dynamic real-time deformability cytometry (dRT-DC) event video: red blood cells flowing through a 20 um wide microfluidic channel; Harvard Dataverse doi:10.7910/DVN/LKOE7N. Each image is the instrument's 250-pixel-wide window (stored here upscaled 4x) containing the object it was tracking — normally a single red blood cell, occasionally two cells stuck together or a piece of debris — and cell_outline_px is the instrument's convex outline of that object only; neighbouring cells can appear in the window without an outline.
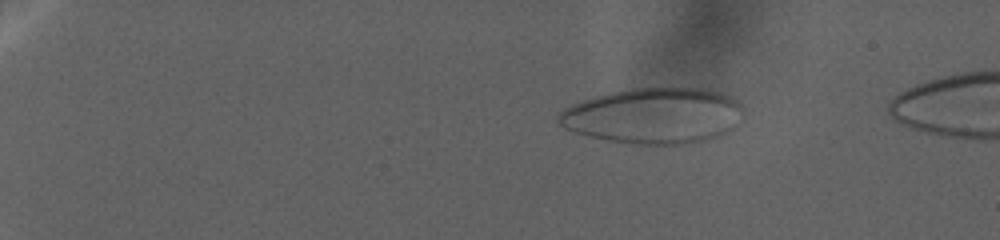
{"species": "human", "species_latin": "Homo sapiens", "temperature_condition": "warm", "stored_images_in_passage": 7, "camera_frame_rate_fps": 3000, "um_per_image_px": 0.085, "donor": {"sex": "female"}, "frame": {"image": 1, "passage_image": 6, "time_ms": 2.0, "image_size_px": [1000, 240], "cell_outline_px": [[720, 100], [588, 132], [580, 132], [568, 128], [564, 116], [564, 112], [580, 104], [604, 96], [620, 92], [644, 88], [684, 88], [708, 92]], "centroid_in_image_um": [53.77, 9.1], "position_along_channel_um": 31.2, "area_um2": 27.4}}